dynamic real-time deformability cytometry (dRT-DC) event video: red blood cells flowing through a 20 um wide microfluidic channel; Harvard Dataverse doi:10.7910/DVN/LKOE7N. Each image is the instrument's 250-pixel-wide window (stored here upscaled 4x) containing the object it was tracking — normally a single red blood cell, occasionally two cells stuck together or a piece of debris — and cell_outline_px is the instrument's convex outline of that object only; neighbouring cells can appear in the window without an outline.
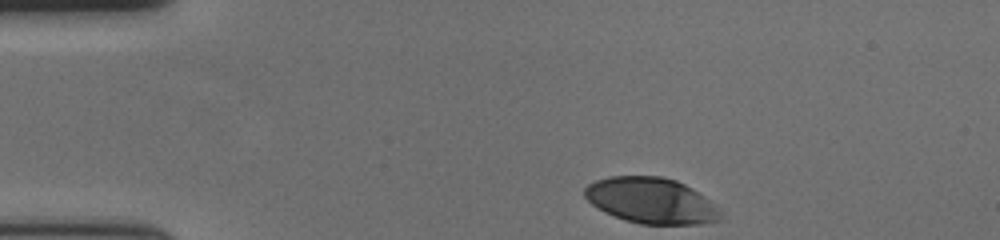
{"species": "human", "species_latin": "Homo sapiens", "temperature_condition": "cold", "stored_images_in_passage": 37, "camera_frame_rate_fps": 3000, "um_per_image_px": 0.085, "donor": {"sex": "female"}, "frame": {"image": 1, "passage_image": 1, "time_ms": 0.0, "image_size_px": [1000, 240], "cell_outline_px": [[716, 220], [700, 224], [640, 224], [624, 220], [604, 212], [596, 208], [584, 196], [584, 188], [588, 184], [596, 180], [608, 176], [664, 176], [676, 180], [692, 188], [704, 196], [708, 200], [716, 212]], "centroid_in_image_um": [55.23, 17.03], "position_along_channel_um": 29.8, "area_um2": 35.78}}
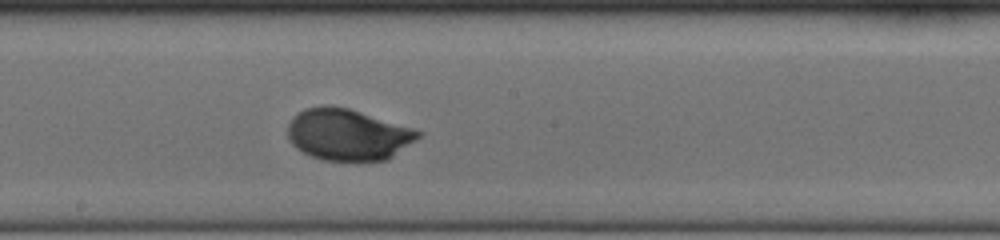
{"frame": {"image": 2, "passage_image": 22, "time_ms": 7.0, "image_size_px": [1000, 240], "cell_outline_px": [[424, 132], [416, 140], [388, 160], [324, 160], [312, 156], [296, 148], [288, 140], [288, 124], [292, 116], [304, 108], [324, 104], [332, 104], [348, 108], [412, 128]], "centroid_in_image_um": [29.54, 11.42], "position_along_channel_um": 218.7, "area_um2": 39.19}}
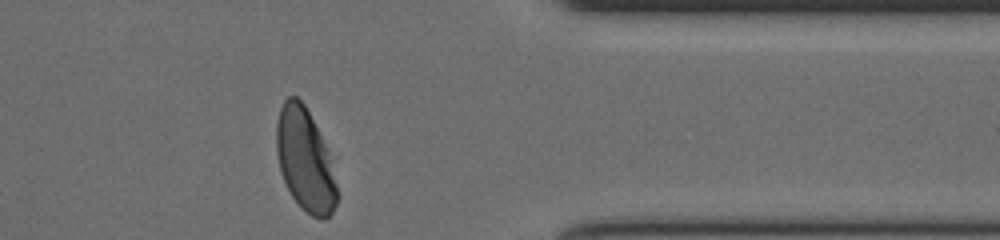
{"frame": {"image": 3, "passage_image": 37, "time_ms": 12.0, "image_size_px": [1000, 240], "cell_outline_px": [[340, 196], [332, 212], [324, 220], [320, 220], [312, 216], [292, 196], [280, 172], [276, 152], [276, 124], [280, 108], [284, 100], [288, 96], [296, 96], [304, 104], [324, 144]], "centroid_in_image_um": [25.91, 13.61], "position_along_channel_um": 385.5, "area_um2": 35.55}, "authors_computed_cell_mechanics": {"area_um2": 38.0324, "velocity_mm_per_s": 3.621, "shape_relaxation_time_tau1_ms": 2.4477, "shape_relaxation_time_tau2_ms": null, "deformation_change_tau1": 0.1494, "deformation_change_tau2": null}}